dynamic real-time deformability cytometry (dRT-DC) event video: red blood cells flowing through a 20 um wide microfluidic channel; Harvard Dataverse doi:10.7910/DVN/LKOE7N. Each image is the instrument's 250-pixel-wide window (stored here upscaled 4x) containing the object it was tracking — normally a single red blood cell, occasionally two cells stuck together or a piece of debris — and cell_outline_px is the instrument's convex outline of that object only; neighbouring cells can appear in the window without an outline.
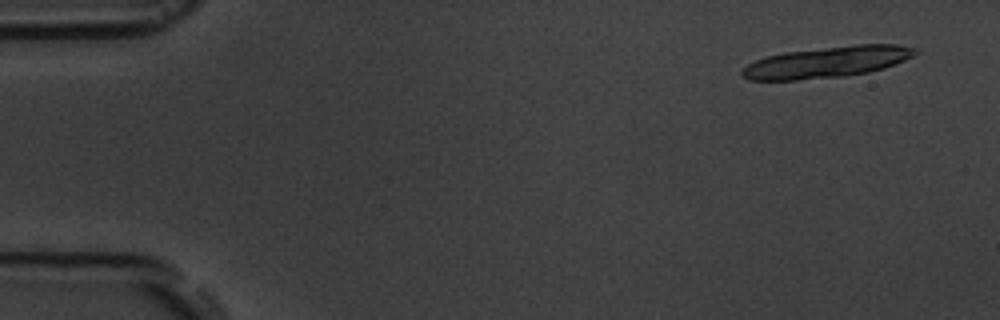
{"species": "common noctule bat (a hibernating species)", "species_latin": "Nyctalus noctula", "temperature_condition": "room temperature", "stored_images_in_passage": 5, "camera_frame_rate_fps": 3000, "um_per_image_px": 0.085, "animal": {"sex": "male", "body_mass_g": 19.5, "forearm_length_mm": 54.6}, "frame": {"image": 1, "passage_image": 1, "time_ms": 0.0, "image_size_px": [1000, 320], "cell_outline_px": [[920, 52], [904, 60], [884, 68], [868, 72], [844, 76], [796, 80], [748, 80], [740, 72], [748, 64], [756, 60], [768, 56], [788, 52], [856, 44], [896, 44], [916, 48]], "centroid_in_image_um": [70.33, 5.28], "position_along_channel_um": 14.7, "area_um2": 31.1}}